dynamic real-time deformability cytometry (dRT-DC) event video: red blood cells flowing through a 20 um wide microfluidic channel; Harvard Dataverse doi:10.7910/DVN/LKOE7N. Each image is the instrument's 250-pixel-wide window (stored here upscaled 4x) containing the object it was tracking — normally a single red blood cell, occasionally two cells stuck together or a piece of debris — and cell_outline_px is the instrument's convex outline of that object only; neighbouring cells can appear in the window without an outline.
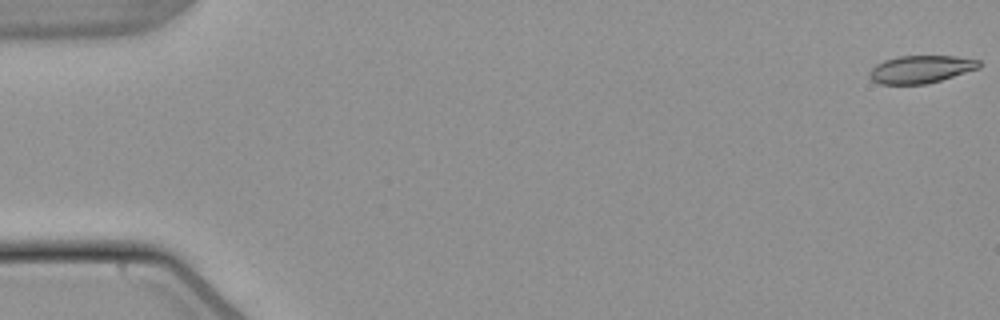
{"species": "common noctule bat (a hibernating species)", "species_latin": "Nyctalus noctula", "temperature_condition": "warm", "stored_images_in_passage": 54, "camera_frame_rate_fps": 3000, "um_per_image_px": 0.085, "animal": {"sex": "male", "body_mass_g": 21.5, "forearm_length_mm": 52.0}, "frame": {"image": 1, "passage_image": 1, "time_ms": 0.0, "image_size_px": [1000, 320], "cell_outline_px": [[980, 68], [940, 80], [924, 84], [880, 84], [872, 80], [868, 76], [868, 72], [876, 64], [884, 60], [900, 56], [956, 56], [980, 60]], "centroid_in_image_um": [78.25, 5.88], "position_along_channel_um": 6.7, "area_um2": 17.63}}
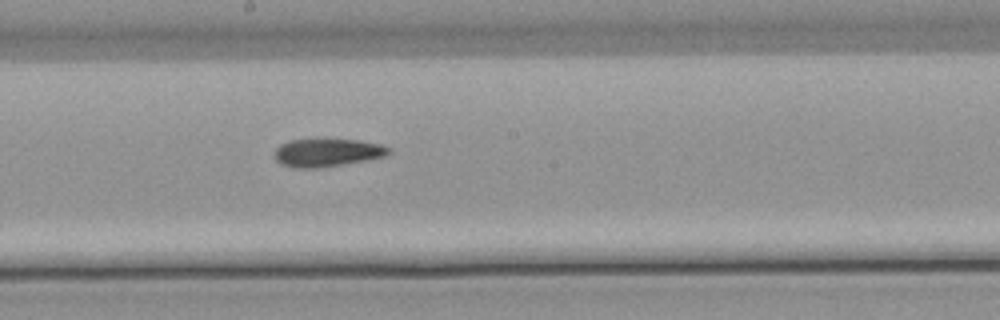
{"frame": {"image": 2, "passage_image": 30, "time_ms": 9.667, "image_size_px": [1000, 320], "cell_outline_px": [[392, 152], [384, 156], [368, 160], [316, 168], [296, 168], [280, 164], [272, 156], [276, 148], [280, 144], [288, 140], [360, 140], [380, 144], [392, 148]], "centroid_in_image_um": [27.8, 12.98], "position_along_channel_um": 220.4, "area_um2": 18.67}}
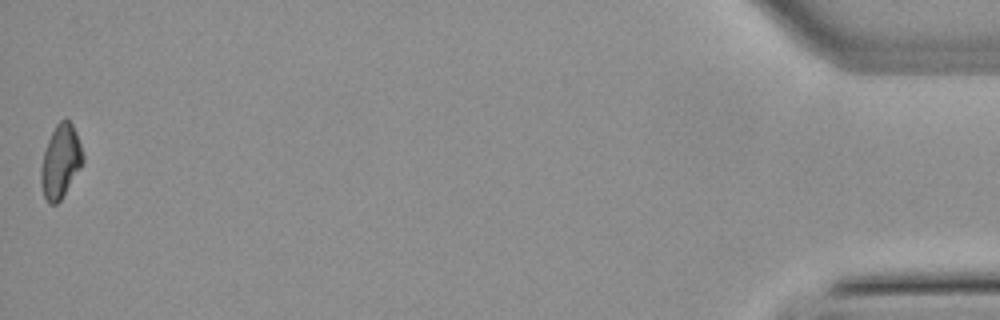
{"frame": {"image": 3, "passage_image": 54, "time_ms": 17.667, "image_size_px": [1000, 320], "cell_outline_px": [[84, 160], [80, 168], [60, 200], [56, 204], [48, 204], [44, 196], [40, 180], [40, 168], [44, 152], [48, 140], [56, 124], [64, 116], [72, 124], [76, 132], [84, 156]], "centroid_in_image_um": [5.13, 13.7], "position_along_channel_um": 430.1, "area_um2": 17.8}, "authors_computed_cell_mechanics": {"area_um2": 18.6116, "velocity_mm_per_s": 3.8348, "shape_relaxation_time_tau1_ms": 6.5507, "shape_relaxation_time_tau2_ms": 5.1934, "deformation_change_tau1": 0.1776, "deformation_change_tau2": 0.1243}}